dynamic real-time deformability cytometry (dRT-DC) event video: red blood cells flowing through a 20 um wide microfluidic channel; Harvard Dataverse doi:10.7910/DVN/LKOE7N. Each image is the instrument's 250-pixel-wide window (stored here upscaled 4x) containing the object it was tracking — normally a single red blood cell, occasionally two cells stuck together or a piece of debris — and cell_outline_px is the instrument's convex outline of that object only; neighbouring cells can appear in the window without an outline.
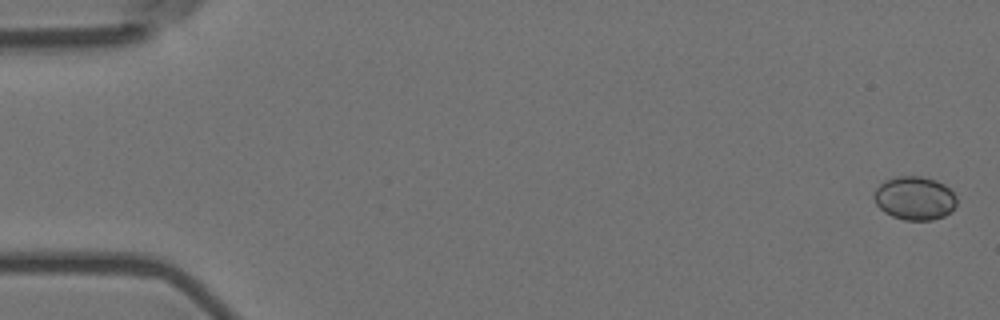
{"species": "Egyptian fruit bat (a non-hibernating species)", "species_latin": "Rousettus aegyptiacus", "temperature_condition": "room temperature", "stored_images_in_passage": 7, "camera_frame_rate_fps": 3000, "um_per_image_px": 0.085, "animal": {"sex": "female"}, "frame": {"image": 1, "passage_image": 1, "time_ms": 0.0, "image_size_px": [1000, 320], "cell_outline_px": [[956, 204], [952, 212], [944, 216], [932, 220], [904, 220], [892, 216], [884, 212], [876, 204], [872, 196], [876, 188], [884, 180], [896, 176], [920, 176], [936, 180], [944, 184], [956, 196]], "centroid_in_image_um": [77.73, 16.84], "position_along_channel_um": 7.3, "area_um2": 21.15}}
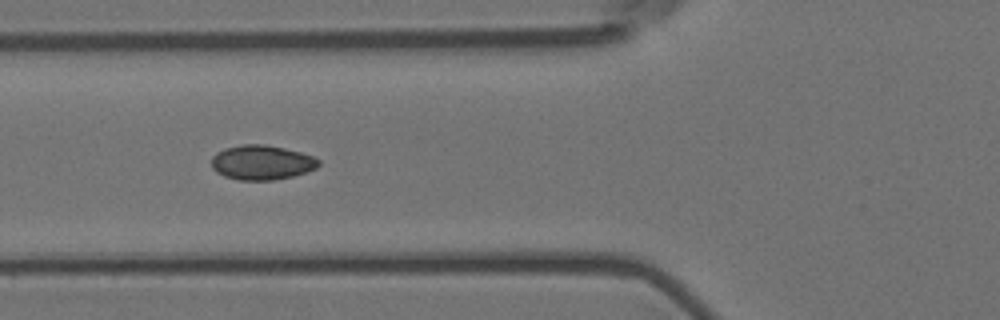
{"frame": {"image": 2, "passage_image": 6, "time_ms": 1.667, "image_size_px": [1000, 320], "cell_outline_px": [[320, 164], [316, 168], [292, 176], [272, 180], [240, 180], [224, 176], [216, 172], [212, 168], [212, 156], [216, 152], [224, 148], [240, 144], [264, 144], [284, 148], [300, 152], [312, 156], [320, 160]], "centroid_in_image_um": [22.22, 13.8], "position_along_channel_um": 103.6, "area_um2": 21.62}}
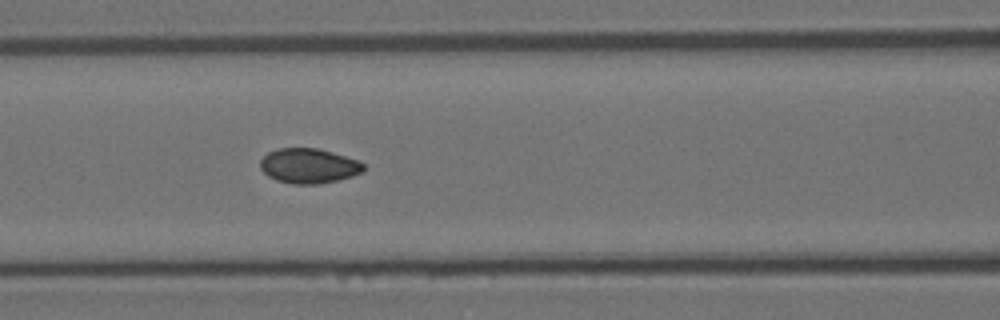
{"frame": {"image": 3, "passage_image": 7, "time_ms": 2.0, "image_size_px": [1000, 320], "cell_outline_px": [[364, 172], [352, 176], [320, 184], [292, 184], [276, 180], [268, 176], [260, 168], [260, 160], [268, 152], [280, 148], [316, 148], [332, 152], [356, 160], [364, 164]], "centroid_in_image_um": [26.22, 14.1], "position_along_channel_um": 140.4, "area_um2": 20.92}}